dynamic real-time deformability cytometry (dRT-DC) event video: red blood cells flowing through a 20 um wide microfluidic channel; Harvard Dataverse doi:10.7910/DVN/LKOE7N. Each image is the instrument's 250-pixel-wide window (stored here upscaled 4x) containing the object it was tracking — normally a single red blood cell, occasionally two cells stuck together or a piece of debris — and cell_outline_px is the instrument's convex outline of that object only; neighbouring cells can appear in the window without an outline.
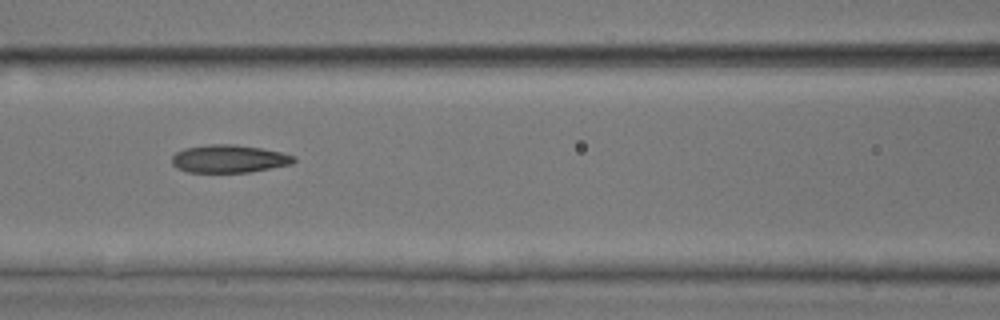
{"species": "common noctule bat (a hibernating species)", "species_latin": "Nyctalus noctula", "temperature_condition": "room temperature", "stored_images_in_passage": 9, "camera_frame_rate_fps": 3000, "um_per_image_px": 0.085, "animal": {"sex": "male", "body_mass_g": 17.9, "forearm_length_mm": 54.2}, "frame": {"image": 1, "passage_image": 6, "time_ms": 6.667, "image_size_px": [1000, 320], "cell_outline_px": [[296, 160], [292, 164], [248, 172], [188, 172], [176, 168], [172, 164], [172, 156], [176, 152], [184, 148], [208, 144], [236, 144], [260, 148], [280, 152], [296, 156]], "centroid_in_image_um": [19.45, 13.49], "position_along_channel_um": 147.2, "area_um2": 19.83}}